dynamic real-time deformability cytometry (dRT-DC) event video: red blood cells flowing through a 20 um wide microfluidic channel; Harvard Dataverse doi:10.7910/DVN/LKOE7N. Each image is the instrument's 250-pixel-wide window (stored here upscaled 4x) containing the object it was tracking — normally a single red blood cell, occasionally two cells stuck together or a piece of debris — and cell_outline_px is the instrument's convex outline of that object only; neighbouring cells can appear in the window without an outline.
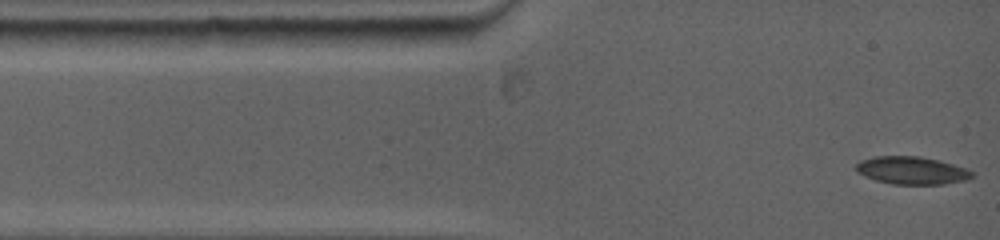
{"species": "common noctule bat (a hibernating species)", "species_latin": "Nyctalus noctula", "temperature_condition": "warm", "stored_images_in_passage": 5, "camera_frame_rate_fps": 5000, "um_per_image_px": 0.085, "animal": {"sex": "female", "body_mass_g": 19.0, "forearm_length_mm": 53.3}, "frame": {"image": 1, "passage_image": 1, "time_ms": 0.0, "image_size_px": [1000, 240], "cell_outline_px": [[976, 176], [968, 180], [944, 184], [892, 184], [876, 180], [864, 176], [856, 172], [856, 164], [860, 160], [876, 156], [920, 156], [952, 164], [964, 168], [972, 172]], "centroid_in_image_um": [77.49, 14.49], "position_along_channel_um": 7.5, "area_um2": 18.73}}